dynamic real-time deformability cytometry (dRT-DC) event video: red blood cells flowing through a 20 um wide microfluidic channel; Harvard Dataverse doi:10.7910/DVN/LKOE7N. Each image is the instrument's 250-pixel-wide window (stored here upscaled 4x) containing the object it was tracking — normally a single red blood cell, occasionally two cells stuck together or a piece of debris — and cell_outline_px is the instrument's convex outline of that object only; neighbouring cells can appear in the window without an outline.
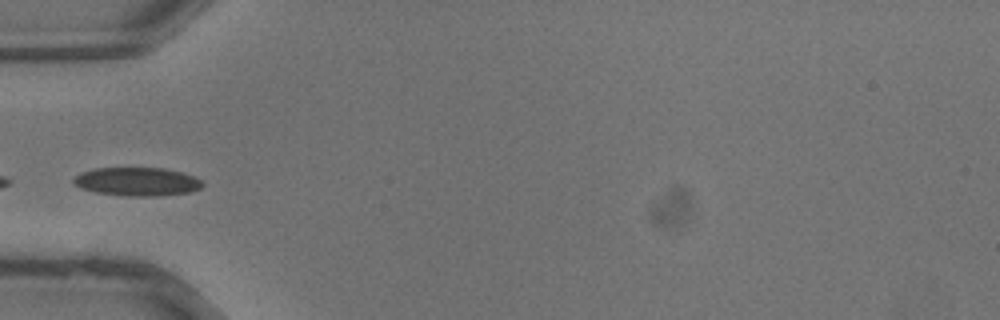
{"species": "common noctule bat (a hibernating species)", "species_latin": "Nyctalus noctula", "temperature_condition": "warm", "stored_images_in_passage": 34, "segment_of_instrument_passage": [2, 2], "camera_frame_rate_fps": 3000, "um_per_image_px": 0.085, "animal": {"sex": "male", "body_mass_g": 13.3}, "frame": {"image": 1, "passage_image": 11, "time_ms": 3.333, "image_size_px": [1000, 320], "cell_outline_px": [[204, 184], [200, 188], [188, 192], [156, 196], [128, 196], [96, 192], [80, 188], [72, 184], [72, 180], [80, 172], [96, 168], [164, 168], [180, 172], [192, 176], [200, 180]], "centroid_in_image_um": [11.6, 15.44], "position_along_channel_um": 73.4, "area_um2": 21.27}}
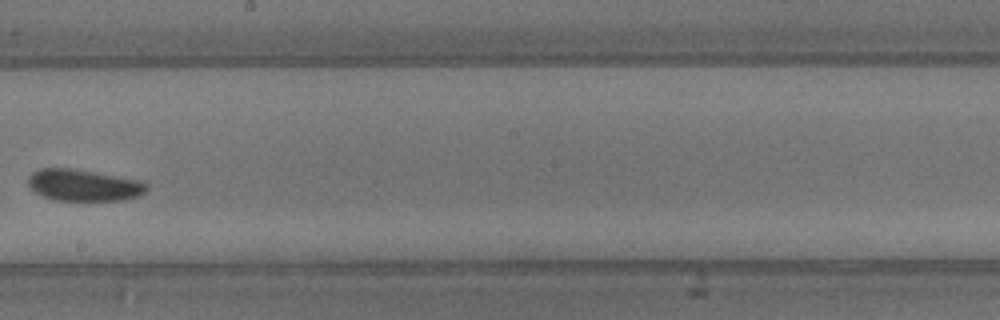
{"frame": {"image": 2, "passage_image": 20, "time_ms": 6.333, "image_size_px": [1000, 320], "cell_outline_px": [[148, 188], [140, 196], [124, 200], [56, 200], [44, 196], [36, 192], [28, 184], [28, 176], [32, 172], [40, 168], [72, 168], [140, 180], [148, 184]], "centroid_in_image_um": [7.13, 15.73], "position_along_channel_um": 241.1, "area_um2": 21.79}}